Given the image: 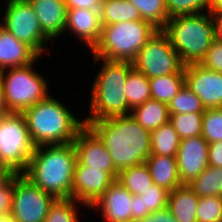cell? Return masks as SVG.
Instances as JSON below:
<instances>
[{
  "instance_id": "5bb4252c",
  "label": "cell",
  "mask_w": 222,
  "mask_h": 222,
  "mask_svg": "<svg viewBox=\"0 0 222 222\" xmlns=\"http://www.w3.org/2000/svg\"><path fill=\"white\" fill-rule=\"evenodd\" d=\"M209 143L202 136L184 138L176 154L182 184H188L208 167Z\"/></svg>"
},
{
  "instance_id": "ee69618b",
  "label": "cell",
  "mask_w": 222,
  "mask_h": 222,
  "mask_svg": "<svg viewBox=\"0 0 222 222\" xmlns=\"http://www.w3.org/2000/svg\"><path fill=\"white\" fill-rule=\"evenodd\" d=\"M14 175L5 165L0 163V187Z\"/></svg>"
},
{
  "instance_id": "ac0fdd59",
  "label": "cell",
  "mask_w": 222,
  "mask_h": 222,
  "mask_svg": "<svg viewBox=\"0 0 222 222\" xmlns=\"http://www.w3.org/2000/svg\"><path fill=\"white\" fill-rule=\"evenodd\" d=\"M38 17L43 33L52 41L66 34L67 6L64 0H28Z\"/></svg>"
},
{
  "instance_id": "9a60e30c",
  "label": "cell",
  "mask_w": 222,
  "mask_h": 222,
  "mask_svg": "<svg viewBox=\"0 0 222 222\" xmlns=\"http://www.w3.org/2000/svg\"><path fill=\"white\" fill-rule=\"evenodd\" d=\"M73 143L77 152L76 165L102 169L108 174H118L103 141L88 125L78 132Z\"/></svg>"
},
{
  "instance_id": "52a82bcc",
  "label": "cell",
  "mask_w": 222,
  "mask_h": 222,
  "mask_svg": "<svg viewBox=\"0 0 222 222\" xmlns=\"http://www.w3.org/2000/svg\"><path fill=\"white\" fill-rule=\"evenodd\" d=\"M40 58L26 66L0 71L5 103L10 112L22 113L49 96L47 78L33 66Z\"/></svg>"
},
{
  "instance_id": "f35d334b",
  "label": "cell",
  "mask_w": 222,
  "mask_h": 222,
  "mask_svg": "<svg viewBox=\"0 0 222 222\" xmlns=\"http://www.w3.org/2000/svg\"><path fill=\"white\" fill-rule=\"evenodd\" d=\"M208 166L222 168V141L209 143Z\"/></svg>"
},
{
  "instance_id": "e0dca14e",
  "label": "cell",
  "mask_w": 222,
  "mask_h": 222,
  "mask_svg": "<svg viewBox=\"0 0 222 222\" xmlns=\"http://www.w3.org/2000/svg\"><path fill=\"white\" fill-rule=\"evenodd\" d=\"M132 196L115 180L89 209H98L104 222H132Z\"/></svg>"
},
{
  "instance_id": "f1b7e54d",
  "label": "cell",
  "mask_w": 222,
  "mask_h": 222,
  "mask_svg": "<svg viewBox=\"0 0 222 222\" xmlns=\"http://www.w3.org/2000/svg\"><path fill=\"white\" fill-rule=\"evenodd\" d=\"M82 207L87 209L88 206L74 198H56L50 204L44 222H79V210Z\"/></svg>"
},
{
  "instance_id": "60d3db41",
  "label": "cell",
  "mask_w": 222,
  "mask_h": 222,
  "mask_svg": "<svg viewBox=\"0 0 222 222\" xmlns=\"http://www.w3.org/2000/svg\"><path fill=\"white\" fill-rule=\"evenodd\" d=\"M67 8L100 10L102 0H64Z\"/></svg>"
},
{
  "instance_id": "d590c367",
  "label": "cell",
  "mask_w": 222,
  "mask_h": 222,
  "mask_svg": "<svg viewBox=\"0 0 222 222\" xmlns=\"http://www.w3.org/2000/svg\"><path fill=\"white\" fill-rule=\"evenodd\" d=\"M168 195V190L155 184L150 189H147L145 194L140 195L143 204V218L149 213L166 208Z\"/></svg>"
},
{
  "instance_id": "8fae6325",
  "label": "cell",
  "mask_w": 222,
  "mask_h": 222,
  "mask_svg": "<svg viewBox=\"0 0 222 222\" xmlns=\"http://www.w3.org/2000/svg\"><path fill=\"white\" fill-rule=\"evenodd\" d=\"M54 199L23 174H14L11 214L17 222H44Z\"/></svg>"
},
{
  "instance_id": "30bf717a",
  "label": "cell",
  "mask_w": 222,
  "mask_h": 222,
  "mask_svg": "<svg viewBox=\"0 0 222 222\" xmlns=\"http://www.w3.org/2000/svg\"><path fill=\"white\" fill-rule=\"evenodd\" d=\"M0 25L19 41L30 46L40 57L49 51L50 39L43 33L38 17L28 0H6Z\"/></svg>"
},
{
  "instance_id": "83f0119b",
  "label": "cell",
  "mask_w": 222,
  "mask_h": 222,
  "mask_svg": "<svg viewBox=\"0 0 222 222\" xmlns=\"http://www.w3.org/2000/svg\"><path fill=\"white\" fill-rule=\"evenodd\" d=\"M124 89L131 109L151 99L149 78L135 68L128 73Z\"/></svg>"
},
{
  "instance_id": "74e56055",
  "label": "cell",
  "mask_w": 222,
  "mask_h": 222,
  "mask_svg": "<svg viewBox=\"0 0 222 222\" xmlns=\"http://www.w3.org/2000/svg\"><path fill=\"white\" fill-rule=\"evenodd\" d=\"M14 193V175L0 187V215L11 212Z\"/></svg>"
},
{
  "instance_id": "44dd1931",
  "label": "cell",
  "mask_w": 222,
  "mask_h": 222,
  "mask_svg": "<svg viewBox=\"0 0 222 222\" xmlns=\"http://www.w3.org/2000/svg\"><path fill=\"white\" fill-rule=\"evenodd\" d=\"M198 201L195 192L183 184L169 192L167 208L178 222H197Z\"/></svg>"
},
{
  "instance_id": "484cf974",
  "label": "cell",
  "mask_w": 222,
  "mask_h": 222,
  "mask_svg": "<svg viewBox=\"0 0 222 222\" xmlns=\"http://www.w3.org/2000/svg\"><path fill=\"white\" fill-rule=\"evenodd\" d=\"M195 194L201 197H222V168L208 166L197 178L188 184Z\"/></svg>"
},
{
  "instance_id": "8d00e7d4",
  "label": "cell",
  "mask_w": 222,
  "mask_h": 222,
  "mask_svg": "<svg viewBox=\"0 0 222 222\" xmlns=\"http://www.w3.org/2000/svg\"><path fill=\"white\" fill-rule=\"evenodd\" d=\"M199 64L207 69L222 73V41L215 39Z\"/></svg>"
},
{
  "instance_id": "d6986e66",
  "label": "cell",
  "mask_w": 222,
  "mask_h": 222,
  "mask_svg": "<svg viewBox=\"0 0 222 222\" xmlns=\"http://www.w3.org/2000/svg\"><path fill=\"white\" fill-rule=\"evenodd\" d=\"M38 57L39 55L30 46L19 41L0 25V71L26 66Z\"/></svg>"
},
{
  "instance_id": "b9f144b4",
  "label": "cell",
  "mask_w": 222,
  "mask_h": 222,
  "mask_svg": "<svg viewBox=\"0 0 222 222\" xmlns=\"http://www.w3.org/2000/svg\"><path fill=\"white\" fill-rule=\"evenodd\" d=\"M143 219V204L140 195L132 196V222Z\"/></svg>"
},
{
  "instance_id": "f6af8a7d",
  "label": "cell",
  "mask_w": 222,
  "mask_h": 222,
  "mask_svg": "<svg viewBox=\"0 0 222 222\" xmlns=\"http://www.w3.org/2000/svg\"><path fill=\"white\" fill-rule=\"evenodd\" d=\"M10 113L6 103H5V96H4V90L3 85L0 80V117Z\"/></svg>"
},
{
  "instance_id": "4316f807",
  "label": "cell",
  "mask_w": 222,
  "mask_h": 222,
  "mask_svg": "<svg viewBox=\"0 0 222 222\" xmlns=\"http://www.w3.org/2000/svg\"><path fill=\"white\" fill-rule=\"evenodd\" d=\"M151 99L168 104L185 85L184 74L162 75L149 79Z\"/></svg>"
},
{
  "instance_id": "7a4b0ae2",
  "label": "cell",
  "mask_w": 222,
  "mask_h": 222,
  "mask_svg": "<svg viewBox=\"0 0 222 222\" xmlns=\"http://www.w3.org/2000/svg\"><path fill=\"white\" fill-rule=\"evenodd\" d=\"M77 163L74 143L35 147L23 173L33 184L56 198H72V183Z\"/></svg>"
},
{
  "instance_id": "1f68e13d",
  "label": "cell",
  "mask_w": 222,
  "mask_h": 222,
  "mask_svg": "<svg viewBox=\"0 0 222 222\" xmlns=\"http://www.w3.org/2000/svg\"><path fill=\"white\" fill-rule=\"evenodd\" d=\"M169 121L177 131L179 138L202 136L203 113L170 114Z\"/></svg>"
},
{
  "instance_id": "7dc6e473",
  "label": "cell",
  "mask_w": 222,
  "mask_h": 222,
  "mask_svg": "<svg viewBox=\"0 0 222 222\" xmlns=\"http://www.w3.org/2000/svg\"><path fill=\"white\" fill-rule=\"evenodd\" d=\"M0 222H17V221L15 220L11 212H9L0 215Z\"/></svg>"
},
{
  "instance_id": "836d02e7",
  "label": "cell",
  "mask_w": 222,
  "mask_h": 222,
  "mask_svg": "<svg viewBox=\"0 0 222 222\" xmlns=\"http://www.w3.org/2000/svg\"><path fill=\"white\" fill-rule=\"evenodd\" d=\"M202 137L208 143L222 141V108L205 110L203 113Z\"/></svg>"
},
{
  "instance_id": "ba28073f",
  "label": "cell",
  "mask_w": 222,
  "mask_h": 222,
  "mask_svg": "<svg viewBox=\"0 0 222 222\" xmlns=\"http://www.w3.org/2000/svg\"><path fill=\"white\" fill-rule=\"evenodd\" d=\"M35 147L22 113L10 112L0 117L1 164L14 174H23Z\"/></svg>"
},
{
  "instance_id": "d6a6232c",
  "label": "cell",
  "mask_w": 222,
  "mask_h": 222,
  "mask_svg": "<svg viewBox=\"0 0 222 222\" xmlns=\"http://www.w3.org/2000/svg\"><path fill=\"white\" fill-rule=\"evenodd\" d=\"M168 18L209 12L211 0H165Z\"/></svg>"
},
{
  "instance_id": "ffe728a7",
  "label": "cell",
  "mask_w": 222,
  "mask_h": 222,
  "mask_svg": "<svg viewBox=\"0 0 222 222\" xmlns=\"http://www.w3.org/2000/svg\"><path fill=\"white\" fill-rule=\"evenodd\" d=\"M155 185L169 192L183 185L178 174L176 157L150 154L145 162Z\"/></svg>"
},
{
  "instance_id": "f546056e",
  "label": "cell",
  "mask_w": 222,
  "mask_h": 222,
  "mask_svg": "<svg viewBox=\"0 0 222 222\" xmlns=\"http://www.w3.org/2000/svg\"><path fill=\"white\" fill-rule=\"evenodd\" d=\"M139 11L141 19L150 22L157 29H163L168 21L165 0H128Z\"/></svg>"
},
{
  "instance_id": "7c38bea8",
  "label": "cell",
  "mask_w": 222,
  "mask_h": 222,
  "mask_svg": "<svg viewBox=\"0 0 222 222\" xmlns=\"http://www.w3.org/2000/svg\"><path fill=\"white\" fill-rule=\"evenodd\" d=\"M185 85L194 92L205 109L222 108V73L199 63L184 68Z\"/></svg>"
},
{
  "instance_id": "9c48e42d",
  "label": "cell",
  "mask_w": 222,
  "mask_h": 222,
  "mask_svg": "<svg viewBox=\"0 0 222 222\" xmlns=\"http://www.w3.org/2000/svg\"><path fill=\"white\" fill-rule=\"evenodd\" d=\"M134 68L151 79L162 75L184 74L185 64L173 48L168 35L157 29L140 49Z\"/></svg>"
},
{
  "instance_id": "5b68a950",
  "label": "cell",
  "mask_w": 222,
  "mask_h": 222,
  "mask_svg": "<svg viewBox=\"0 0 222 222\" xmlns=\"http://www.w3.org/2000/svg\"><path fill=\"white\" fill-rule=\"evenodd\" d=\"M162 30L185 65L200 63L216 39L211 12L169 18Z\"/></svg>"
},
{
  "instance_id": "603a6c76",
  "label": "cell",
  "mask_w": 222,
  "mask_h": 222,
  "mask_svg": "<svg viewBox=\"0 0 222 222\" xmlns=\"http://www.w3.org/2000/svg\"><path fill=\"white\" fill-rule=\"evenodd\" d=\"M99 11L102 25L142 20L138 9L128 0H102Z\"/></svg>"
},
{
  "instance_id": "d4e9b609",
  "label": "cell",
  "mask_w": 222,
  "mask_h": 222,
  "mask_svg": "<svg viewBox=\"0 0 222 222\" xmlns=\"http://www.w3.org/2000/svg\"><path fill=\"white\" fill-rule=\"evenodd\" d=\"M181 139L170 121L151 132V154L176 157Z\"/></svg>"
},
{
  "instance_id": "bcb514c9",
  "label": "cell",
  "mask_w": 222,
  "mask_h": 222,
  "mask_svg": "<svg viewBox=\"0 0 222 222\" xmlns=\"http://www.w3.org/2000/svg\"><path fill=\"white\" fill-rule=\"evenodd\" d=\"M209 12L222 13V0H211Z\"/></svg>"
},
{
  "instance_id": "6da1fadb",
  "label": "cell",
  "mask_w": 222,
  "mask_h": 222,
  "mask_svg": "<svg viewBox=\"0 0 222 222\" xmlns=\"http://www.w3.org/2000/svg\"><path fill=\"white\" fill-rule=\"evenodd\" d=\"M88 126L103 141L118 174L146 162L151 154V132L131 114L92 121Z\"/></svg>"
},
{
  "instance_id": "4fadbf2b",
  "label": "cell",
  "mask_w": 222,
  "mask_h": 222,
  "mask_svg": "<svg viewBox=\"0 0 222 222\" xmlns=\"http://www.w3.org/2000/svg\"><path fill=\"white\" fill-rule=\"evenodd\" d=\"M117 177L118 174H108L102 169L76 165L72 183V198L88 206L89 210L95 201L117 180Z\"/></svg>"
},
{
  "instance_id": "8992f818",
  "label": "cell",
  "mask_w": 222,
  "mask_h": 222,
  "mask_svg": "<svg viewBox=\"0 0 222 222\" xmlns=\"http://www.w3.org/2000/svg\"><path fill=\"white\" fill-rule=\"evenodd\" d=\"M155 31L145 20L103 25L101 39L90 53L105 60L133 62Z\"/></svg>"
},
{
  "instance_id": "7402d4cb",
  "label": "cell",
  "mask_w": 222,
  "mask_h": 222,
  "mask_svg": "<svg viewBox=\"0 0 222 222\" xmlns=\"http://www.w3.org/2000/svg\"><path fill=\"white\" fill-rule=\"evenodd\" d=\"M131 116L146 130L152 132L170 119L168 104L149 99L131 110Z\"/></svg>"
},
{
  "instance_id": "ab89813d",
  "label": "cell",
  "mask_w": 222,
  "mask_h": 222,
  "mask_svg": "<svg viewBox=\"0 0 222 222\" xmlns=\"http://www.w3.org/2000/svg\"><path fill=\"white\" fill-rule=\"evenodd\" d=\"M138 222H178L171 214L170 210L166 207L146 215Z\"/></svg>"
},
{
  "instance_id": "277c9868",
  "label": "cell",
  "mask_w": 222,
  "mask_h": 222,
  "mask_svg": "<svg viewBox=\"0 0 222 222\" xmlns=\"http://www.w3.org/2000/svg\"><path fill=\"white\" fill-rule=\"evenodd\" d=\"M91 57L94 64L100 60L103 63L91 84L89 114L84 118L85 125L113 116L129 115L132 109L128 106L124 85L128 73L134 68L133 62Z\"/></svg>"
},
{
  "instance_id": "cb8c5ba5",
  "label": "cell",
  "mask_w": 222,
  "mask_h": 222,
  "mask_svg": "<svg viewBox=\"0 0 222 222\" xmlns=\"http://www.w3.org/2000/svg\"><path fill=\"white\" fill-rule=\"evenodd\" d=\"M117 181L132 195L145 194V191L154 184L145 162L122 170L118 174Z\"/></svg>"
},
{
  "instance_id": "2e32d148",
  "label": "cell",
  "mask_w": 222,
  "mask_h": 222,
  "mask_svg": "<svg viewBox=\"0 0 222 222\" xmlns=\"http://www.w3.org/2000/svg\"><path fill=\"white\" fill-rule=\"evenodd\" d=\"M102 28L99 10L67 8L65 32L74 35L90 51L99 43Z\"/></svg>"
},
{
  "instance_id": "4dcf8cb0",
  "label": "cell",
  "mask_w": 222,
  "mask_h": 222,
  "mask_svg": "<svg viewBox=\"0 0 222 222\" xmlns=\"http://www.w3.org/2000/svg\"><path fill=\"white\" fill-rule=\"evenodd\" d=\"M169 114L204 113L201 99L186 85L168 103Z\"/></svg>"
},
{
  "instance_id": "3957f363",
  "label": "cell",
  "mask_w": 222,
  "mask_h": 222,
  "mask_svg": "<svg viewBox=\"0 0 222 222\" xmlns=\"http://www.w3.org/2000/svg\"><path fill=\"white\" fill-rule=\"evenodd\" d=\"M36 147L72 143L85 126L65 103L53 95L22 112Z\"/></svg>"
},
{
  "instance_id": "7bdbcfd3",
  "label": "cell",
  "mask_w": 222,
  "mask_h": 222,
  "mask_svg": "<svg viewBox=\"0 0 222 222\" xmlns=\"http://www.w3.org/2000/svg\"><path fill=\"white\" fill-rule=\"evenodd\" d=\"M214 30H215V38L218 41H222V13H211Z\"/></svg>"
},
{
  "instance_id": "e575fe53",
  "label": "cell",
  "mask_w": 222,
  "mask_h": 222,
  "mask_svg": "<svg viewBox=\"0 0 222 222\" xmlns=\"http://www.w3.org/2000/svg\"><path fill=\"white\" fill-rule=\"evenodd\" d=\"M196 216L197 222H222V197L199 198Z\"/></svg>"
}]
</instances>
